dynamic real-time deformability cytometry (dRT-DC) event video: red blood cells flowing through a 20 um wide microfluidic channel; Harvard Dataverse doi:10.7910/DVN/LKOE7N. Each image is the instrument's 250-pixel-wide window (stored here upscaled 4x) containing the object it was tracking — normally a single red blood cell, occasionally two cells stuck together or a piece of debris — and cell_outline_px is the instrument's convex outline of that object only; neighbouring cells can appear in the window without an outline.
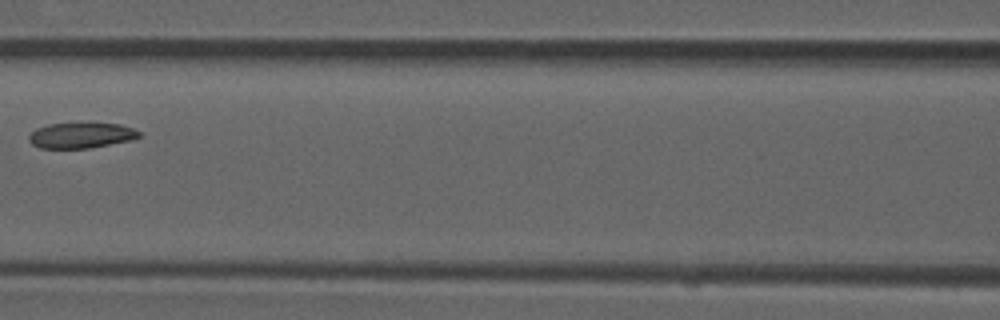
{"species": "common noctule bat (a hibernating species)", "species_latin": "Nyctalus noctula", "temperature_condition": "room temperature", "stored_images_in_passage": 7, "camera_frame_rate_fps": 3000, "um_per_image_px": 0.085, "animal": {"sex": "male", "forearm_length_mm": 52.5}, "frame": {"image": 1, "passage_image": 6, "time_ms": 1.667, "image_size_px": [1000, 320], "cell_outline_px": [[140, 136], [132, 140], [88, 148], [40, 148], [32, 144], [28, 140], [28, 136], [36, 128], [48, 124], [120, 124], [132, 128], [140, 132]], "centroid_in_image_um": [6.87, 11.52], "position_along_channel_um": 159.7, "area_um2": 16.13}}
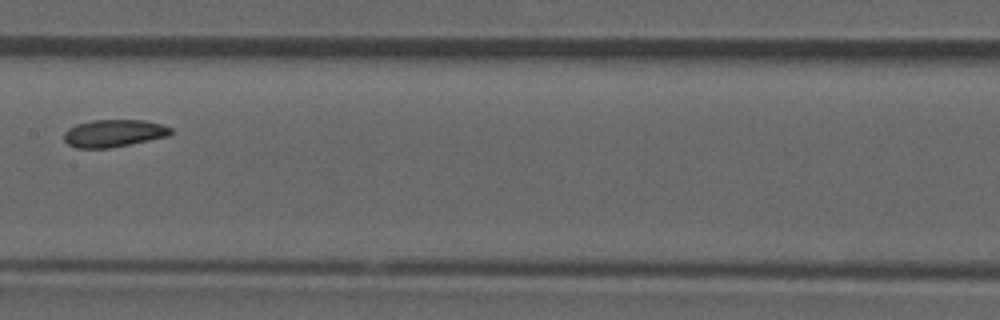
{"frame": {"image": 2, "passage_image": 7, "time_ms": 2.0, "image_size_px": [1000, 320], "cell_outline_px": [[172, 132], [168, 136], [108, 148], [76, 148], [68, 144], [64, 140], [64, 132], [68, 128], [76, 124], [92, 120], [144, 120], [160, 124], [172, 128]], "centroid_in_image_um": [9.63, 11.32], "position_along_channel_um": 197.8, "area_um2": 16.94}}